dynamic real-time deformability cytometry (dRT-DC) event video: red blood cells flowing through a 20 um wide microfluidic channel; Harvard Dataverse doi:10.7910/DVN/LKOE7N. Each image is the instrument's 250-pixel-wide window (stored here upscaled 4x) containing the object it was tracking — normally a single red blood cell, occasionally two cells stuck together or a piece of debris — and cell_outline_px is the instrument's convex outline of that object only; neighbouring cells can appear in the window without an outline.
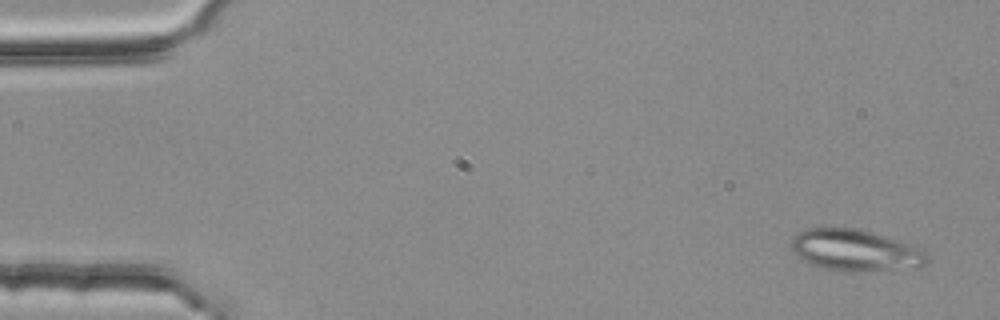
{"species": "common noctule bat (a hibernating species)", "species_latin": "Nyctalus noctula", "temperature_condition": "room temperature", "stored_images_in_passage": 4, "camera_frame_rate_fps": 3000, "um_per_image_px": 0.085, "animal": {"sex": "female", "body_mass_g": 25.1}, "frame": {"image": 1, "passage_image": 1, "time_ms": 0.0, "image_size_px": [1000, 320], "cell_outline_px": [[928, 260], [920, 268], [868, 272], [848, 272], [824, 268], [804, 260], [792, 252], [792, 236], [808, 228], [856, 228], [872, 232], [912, 244], [924, 248], [928, 252]], "centroid_in_image_um": [72.79, 21.3], "position_along_channel_um": 12.2, "area_um2": 33.35}}